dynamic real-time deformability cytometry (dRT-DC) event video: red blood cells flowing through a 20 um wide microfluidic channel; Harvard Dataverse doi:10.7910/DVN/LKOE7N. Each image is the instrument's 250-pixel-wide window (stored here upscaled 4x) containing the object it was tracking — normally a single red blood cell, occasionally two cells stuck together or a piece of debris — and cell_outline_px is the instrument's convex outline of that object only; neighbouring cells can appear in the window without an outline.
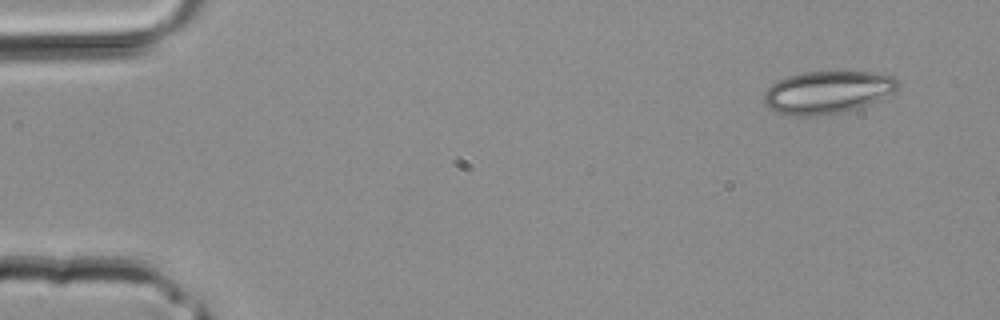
{"species": "common noctule bat (a hibernating species)", "species_latin": "Nyctalus noctula", "temperature_condition": "room temperature", "stored_images_in_passage": 4, "camera_frame_rate_fps": 3000, "um_per_image_px": 0.085, "animal": {"sex": "male", "body_mass_g": 20.4}, "frame": {"image": 1, "passage_image": 1, "time_ms": 0.0, "image_size_px": [1000, 320], "cell_outline_px": [[900, 84], [892, 92], [876, 100], [856, 108], [840, 112], [816, 116], [788, 116], [776, 112], [768, 108], [764, 104], [764, 92], [776, 80], [788, 76], [804, 72], [872, 72], [896, 76], [900, 80]], "centroid_in_image_um": [70.29, 7.84], "position_along_channel_um": 14.7, "area_um2": 33.23}}